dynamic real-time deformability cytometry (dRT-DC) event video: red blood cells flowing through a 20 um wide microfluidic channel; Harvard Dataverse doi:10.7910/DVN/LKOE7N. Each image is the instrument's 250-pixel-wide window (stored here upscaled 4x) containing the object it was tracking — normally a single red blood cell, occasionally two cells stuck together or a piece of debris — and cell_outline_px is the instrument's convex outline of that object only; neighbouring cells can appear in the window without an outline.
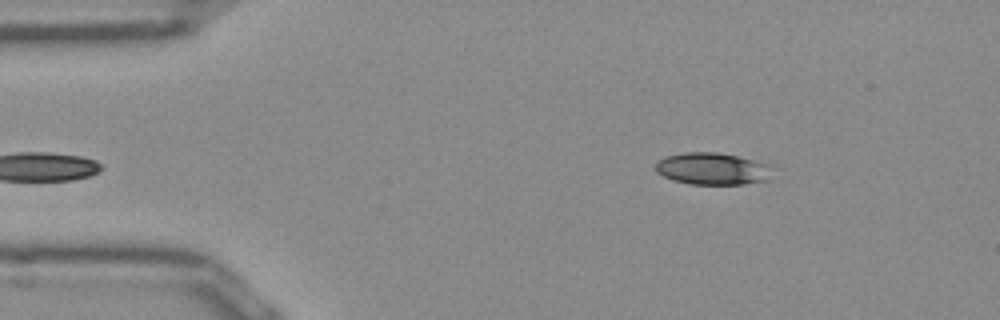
{"species": "Egyptian fruit bat (a non-hibernating species)", "species_latin": "Rousettus aegyptiacus", "temperature_condition": "room temperature", "stored_images_in_passage": 50, "camera_frame_rate_fps": 3000, "um_per_image_px": 0.085, "frame": {"image": 1, "passage_image": 6, "time_ms": 1.667, "image_size_px": [1000, 320], "cell_outline_px": [[772, 180], [744, 184], [688, 184], [672, 180], [656, 172], [656, 160], [664, 156], [684, 152], [716, 152], [736, 156], [768, 164]], "centroid_in_image_um": [60.52, 14.35], "position_along_channel_um": 24.5, "area_um2": 21.91}}
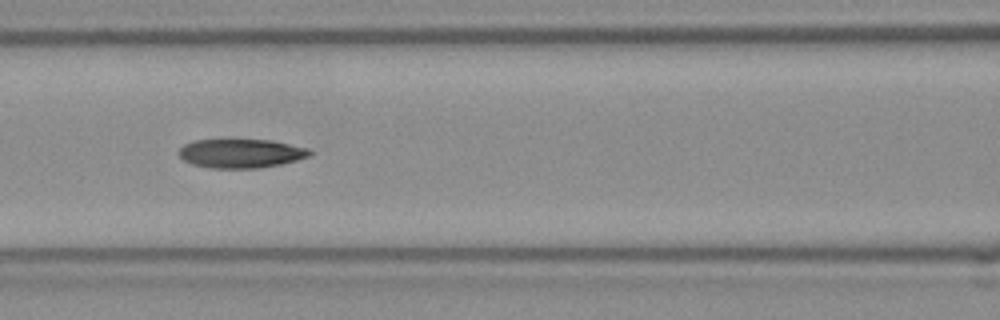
{"frame": {"image": 2, "passage_image": 20, "time_ms": 6.333, "image_size_px": [1000, 320], "cell_outline_px": [[312, 152], [308, 156], [296, 160], [280, 164], [260, 168], [208, 168], [192, 164], [184, 160], [180, 156], [180, 148], [184, 144], [192, 140], [272, 140], [308, 148]], "centroid_in_image_um": [20.47, 13.04], "position_along_channel_um": 146.1, "area_um2": 21.96}}
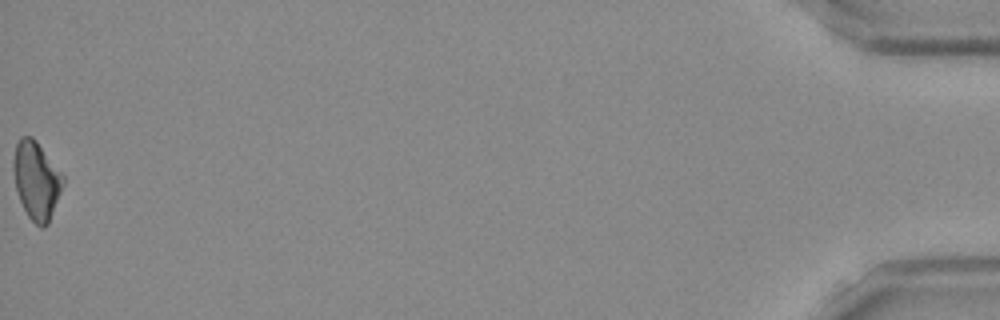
{"frame": {"image": 3, "passage_image": 50, "time_ms": 16.333, "image_size_px": [1000, 320], "cell_outline_px": [[64, 184], [48, 224], [44, 228], [40, 228], [28, 216], [20, 200], [16, 188], [12, 168], [12, 160], [16, 144], [20, 136], [32, 136], [36, 140], [64, 176]], "centroid_in_image_um": [3.08, 15.32], "position_along_channel_um": 432.1, "area_um2": 22.54}}